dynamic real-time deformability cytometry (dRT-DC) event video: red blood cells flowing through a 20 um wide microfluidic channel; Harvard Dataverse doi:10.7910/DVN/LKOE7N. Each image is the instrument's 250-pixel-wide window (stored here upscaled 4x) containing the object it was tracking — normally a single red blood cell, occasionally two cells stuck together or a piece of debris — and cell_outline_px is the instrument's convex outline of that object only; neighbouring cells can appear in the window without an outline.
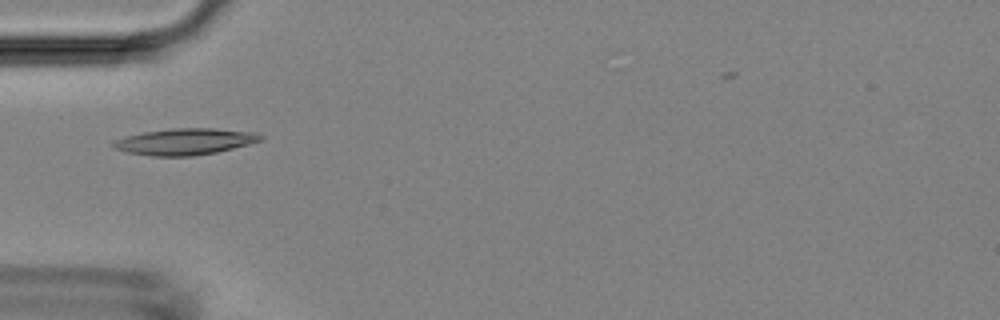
{"species": "Egyptian fruit bat (a non-hibernating species)", "species_latin": "Rousettus aegyptiacus", "temperature_condition": "room temperature", "stored_images_in_passage": 5, "camera_frame_rate_fps": 3000, "um_per_image_px": 0.085, "animal": {"sex": "female"}, "frame": {"image": 1, "passage_image": 4, "time_ms": 3.667, "image_size_px": [1000, 320], "cell_outline_px": [[264, 140], [216, 152], [192, 156], [152, 156], [124, 152], [112, 148], [112, 144], [116, 140], [124, 136], [144, 132], [172, 128], [216, 128], [256, 132], [264, 136]], "centroid_in_image_um": [15.72, 12.03], "position_along_channel_um": 69.3, "area_um2": 22.83}}